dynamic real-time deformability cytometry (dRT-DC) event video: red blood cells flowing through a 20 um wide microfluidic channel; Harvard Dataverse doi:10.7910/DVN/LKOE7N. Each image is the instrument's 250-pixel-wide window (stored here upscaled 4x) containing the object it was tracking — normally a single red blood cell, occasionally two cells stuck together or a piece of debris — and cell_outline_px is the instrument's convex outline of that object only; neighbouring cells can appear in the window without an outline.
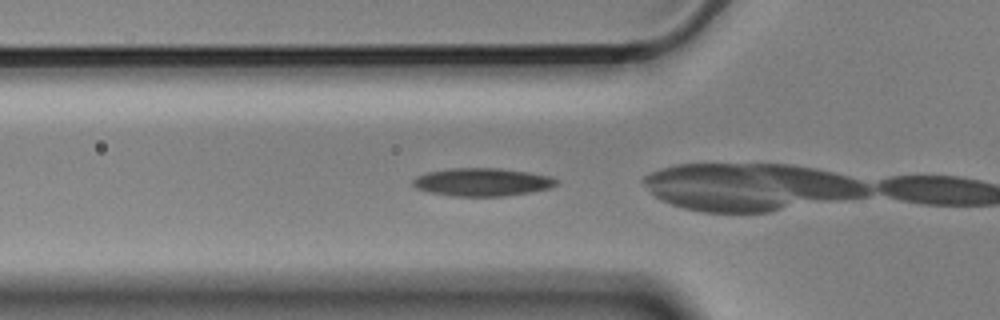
{"species": "Egyptian fruit bat (a non-hibernating species)", "species_latin": "Rousettus aegyptiacus", "temperature_condition": "cold", "stored_images_in_passage": 3, "segment_of_instrument_passage": [2, 2], "camera_frame_rate_fps": 3000, "um_per_image_px": 0.085, "animal": {"sex": "male"}, "frame": {"image": 1, "passage_image": 3, "time_ms": 0.667, "image_size_px": [1000, 320], "cell_outline_px": [[560, 184], [548, 188], [528, 192], [504, 196], [456, 196], [432, 192], [416, 188], [412, 184], [412, 180], [416, 176], [428, 172], [448, 168], [500, 168], [528, 172], [548, 176], [560, 180]], "centroid_in_image_um": [41.0, 15.46], "position_along_channel_um": 84.8, "area_um2": 23.29}}